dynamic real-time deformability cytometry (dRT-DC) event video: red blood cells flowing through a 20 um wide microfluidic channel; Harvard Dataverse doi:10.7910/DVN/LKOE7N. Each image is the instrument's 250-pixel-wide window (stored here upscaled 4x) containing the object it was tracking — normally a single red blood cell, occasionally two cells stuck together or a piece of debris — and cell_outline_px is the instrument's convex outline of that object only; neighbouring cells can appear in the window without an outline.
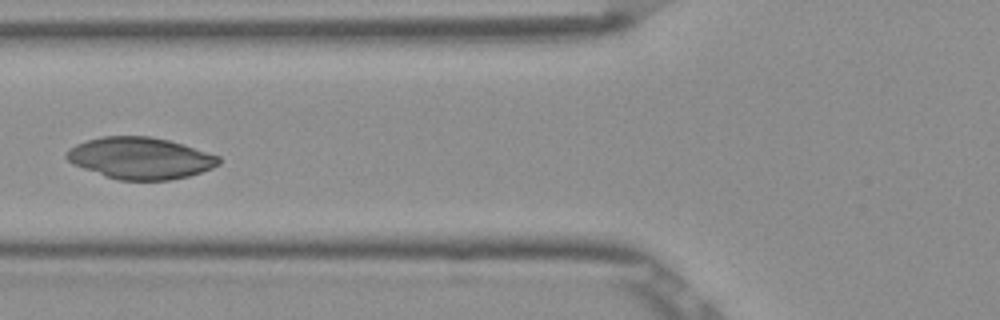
{"species": "Egyptian fruit bat (a non-hibernating species)", "species_latin": "Rousettus aegyptiacus", "temperature_condition": "room temperature", "stored_images_in_passage": 7, "camera_frame_rate_fps": 3000, "um_per_image_px": 0.085, "frame": {"image": 1, "passage_image": 7, "time_ms": 2.0, "image_size_px": [1000, 320], "cell_outline_px": [[220, 164], [212, 168], [188, 176], [168, 180], [116, 180], [84, 168], [68, 160], [64, 156], [76, 144], [100, 136], [148, 136], [168, 140], [184, 144], [220, 156]], "centroid_in_image_um": [11.96, 13.44], "position_along_channel_um": 113.8, "area_um2": 36.7}}